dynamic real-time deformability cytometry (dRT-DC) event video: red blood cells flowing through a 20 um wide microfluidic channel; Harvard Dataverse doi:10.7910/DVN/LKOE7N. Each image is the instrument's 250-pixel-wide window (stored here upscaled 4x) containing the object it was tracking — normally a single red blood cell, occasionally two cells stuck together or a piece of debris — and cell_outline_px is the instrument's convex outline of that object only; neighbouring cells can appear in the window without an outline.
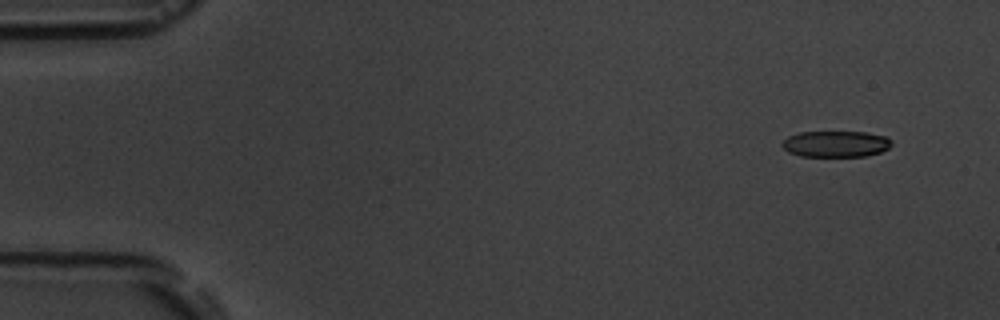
{"species": "common noctule bat (a hibernating species)", "species_latin": "Nyctalus noctula", "temperature_condition": "room temperature", "stored_images_in_passage": 16, "camera_frame_rate_fps": 3000, "um_per_image_px": 0.085, "animal": {"sex": "male", "body_mass_g": 19.5, "forearm_length_mm": 54.6}, "frame": {"image": 1, "passage_image": 1, "time_ms": 0.0, "image_size_px": [1000, 320], "cell_outline_px": [[892, 144], [888, 148], [880, 152], [864, 156], [800, 156], [788, 152], [780, 144], [788, 136], [800, 132], [864, 132], [888, 136], [892, 140]], "centroid_in_image_um": [71.05, 12.23], "position_along_channel_um": 14.0, "area_um2": 16.76}}
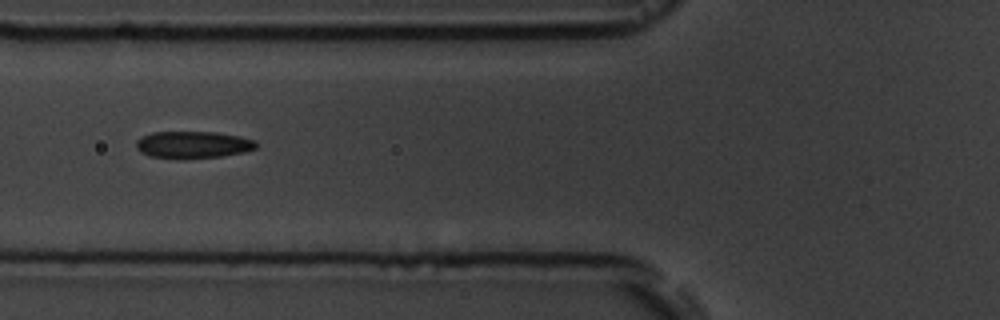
{"frame": {"image": 2, "passage_image": 6, "time_ms": 5.667, "image_size_px": [1000, 320], "cell_outline_px": [[256, 148], [244, 152], [224, 156], [184, 160], [176, 160], [148, 156], [140, 152], [136, 148], [136, 140], [140, 136], [152, 132], [216, 132], [240, 136], [256, 140]], "centroid_in_image_um": [16.36, 12.32], "position_along_channel_um": 109.4, "area_um2": 19.54}}
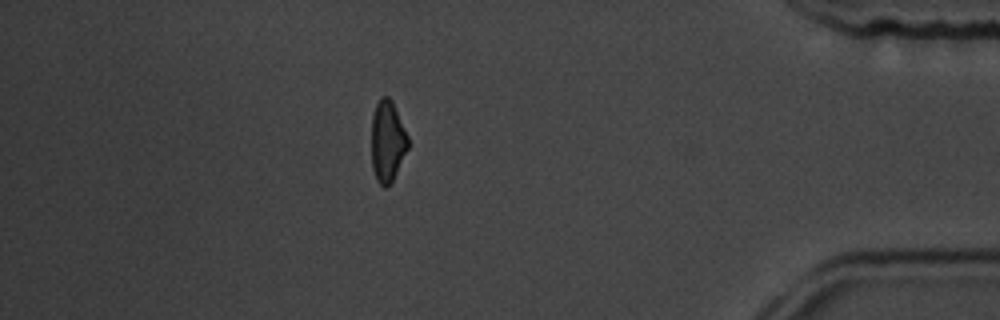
{"frame": {"image": 3, "passage_image": 14, "time_ms": 14.667, "image_size_px": [1000, 320], "cell_outline_px": [[408, 148], [392, 180], [384, 188], [376, 180], [372, 168], [372, 116], [376, 104], [380, 96], [388, 96], [392, 100], [408, 136]], "centroid_in_image_um": [32.92, 11.98], "position_along_channel_um": 402.3, "area_um2": 17.17}, "authors_computed_cell_mechanics": {"area_um2": 18.207, "velocity_mm_per_s": 3.724, "shape_relaxation_time_tau1_ms": 3.0525, "shape_relaxation_time_tau2_ms": 3.3112, "deformation_change_tau1": 0.0899, "deformation_change_tau2": 0.1049}}